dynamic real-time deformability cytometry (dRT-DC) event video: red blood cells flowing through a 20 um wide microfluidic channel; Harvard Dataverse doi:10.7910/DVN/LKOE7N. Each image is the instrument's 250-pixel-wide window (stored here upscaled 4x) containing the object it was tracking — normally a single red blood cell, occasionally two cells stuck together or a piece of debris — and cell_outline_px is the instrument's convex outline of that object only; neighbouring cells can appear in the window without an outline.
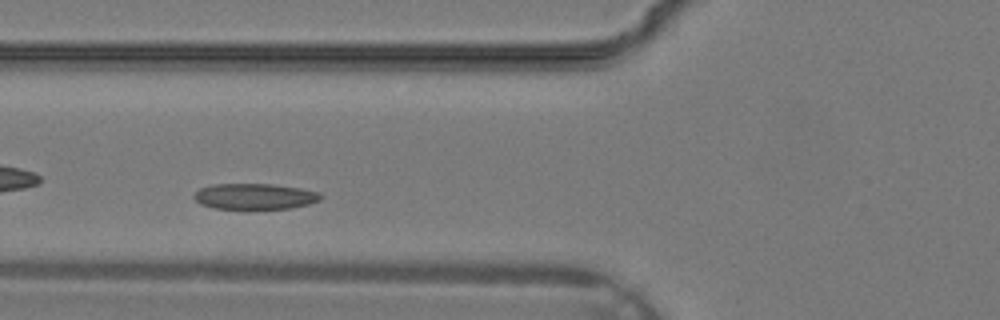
{"species": "common noctule bat (a hibernating species)", "species_latin": "Nyctalus noctula", "temperature_condition": "warm", "stored_images_in_passage": 26, "camera_frame_rate_fps": 3000, "um_per_image_px": 0.085, "animal": {"sex": "male", "body_mass_g": 19.2, "forearm_length_mm": 51.8}, "frame": {"image": 1, "passage_image": 3, "time_ms": 0.667, "image_size_px": [1000, 320], "cell_outline_px": [[324, 196], [320, 200], [308, 204], [292, 208], [212, 208], [200, 204], [192, 196], [200, 188], [212, 184], [272, 184], [300, 188], [320, 192]], "centroid_in_image_um": [21.66, 16.68], "position_along_channel_um": 104.1, "area_um2": 19.02}}
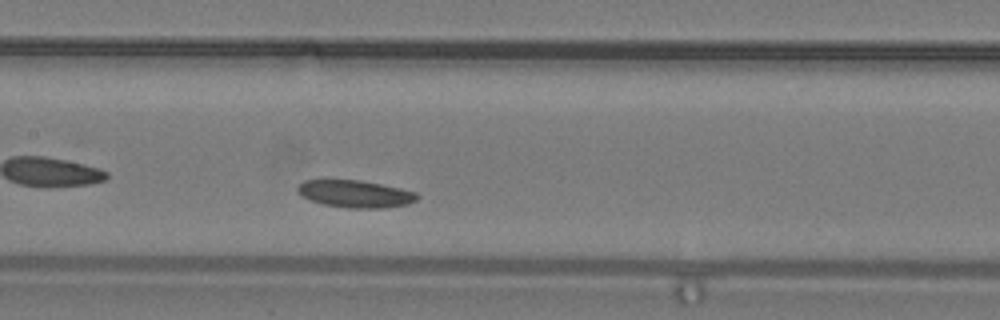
{"frame": {"image": 2, "passage_image": 7, "time_ms": 2.0, "image_size_px": [1000, 320], "cell_outline_px": [[420, 196], [416, 200], [408, 204], [384, 208], [348, 208], [324, 204], [308, 200], [300, 196], [296, 188], [304, 180], [360, 180], [400, 188], [416, 192]], "centroid_in_image_um": [30.18, 16.48], "position_along_channel_um": 177.2, "area_um2": 19.07}}
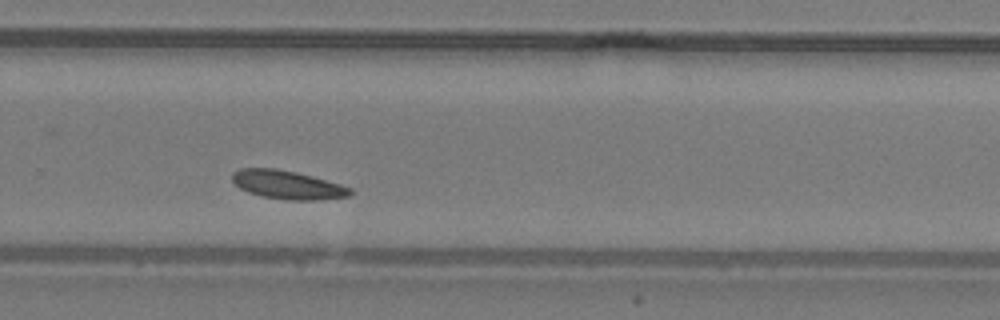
{"frame": {"image": 3, "passage_image": 14, "time_ms": 4.333, "image_size_px": [1000, 320], "cell_outline_px": [[352, 196], [316, 200], [288, 200], [260, 196], [248, 192], [240, 188], [232, 180], [232, 172], [240, 168], [276, 168], [296, 172], [312, 176], [340, 184], [352, 188]], "centroid_in_image_um": [24.44, 15.71], "position_along_channel_um": 305.4, "area_um2": 19.71}}